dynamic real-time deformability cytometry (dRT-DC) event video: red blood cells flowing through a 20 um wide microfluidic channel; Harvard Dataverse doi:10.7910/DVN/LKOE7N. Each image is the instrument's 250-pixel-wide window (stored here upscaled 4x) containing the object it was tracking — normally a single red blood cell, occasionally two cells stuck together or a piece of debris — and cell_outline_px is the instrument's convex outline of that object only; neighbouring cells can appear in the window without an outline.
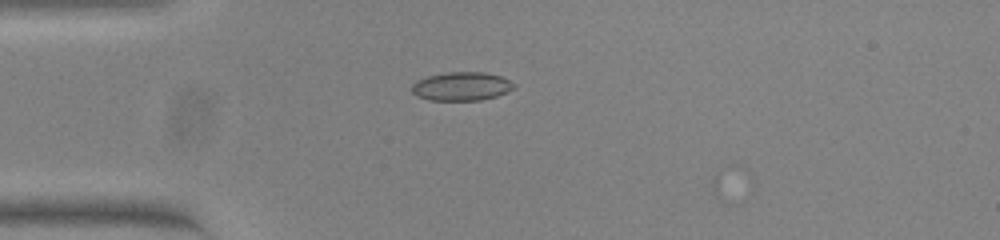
{"species": "common noctule bat (a hibernating species)", "species_latin": "Nyctalus noctula", "temperature_condition": "warm", "stored_images_in_passage": 36, "camera_frame_rate_fps": 3000, "um_per_image_px": 0.085, "animal": {"sex": "female", "body_mass_g": 23.0, "forearm_length_mm": 53.4}, "frame": {"image": 1, "passage_image": 1, "time_ms": 0.0, "image_size_px": [1000, 240], "cell_outline_px": [[516, 88], [508, 92], [496, 96], [480, 100], [428, 100], [416, 96], [412, 92], [412, 84], [416, 80], [428, 76], [448, 72], [484, 72], [500, 76], [516, 84]], "centroid_in_image_um": [39.23, 7.34], "position_along_channel_um": 45.8, "area_um2": 17.11}}
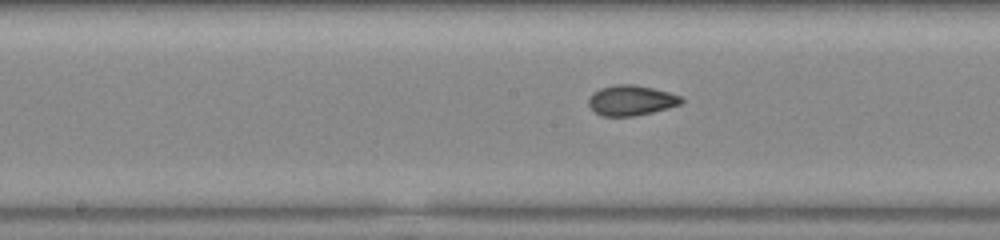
{"frame": {"image": 2, "passage_image": 14, "time_ms": 4.333, "image_size_px": [1000, 240], "cell_outline_px": [[684, 100], [680, 104], [668, 108], [652, 112], [632, 116], [600, 116], [588, 104], [588, 100], [592, 92], [600, 88], [616, 84], [632, 84], [652, 88], [668, 92], [680, 96]], "centroid_in_image_um": [53.62, 8.53], "position_along_channel_um": 194.6, "area_um2": 16.24}}
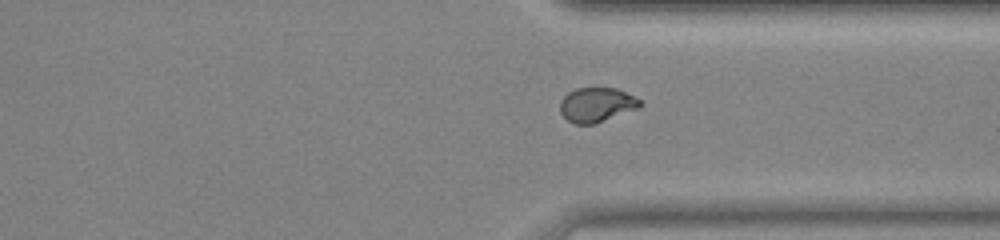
{"frame": {"image": 3, "passage_image": 27, "time_ms": 8.667, "image_size_px": [1000, 240], "cell_outline_px": [[644, 104], [640, 108], [596, 124], [572, 124], [560, 112], [560, 100], [568, 92], [576, 88], [616, 88], [640, 100]], "centroid_in_image_um": [50.72, 8.92], "position_along_channel_um": 360.7, "area_um2": 16.24}}